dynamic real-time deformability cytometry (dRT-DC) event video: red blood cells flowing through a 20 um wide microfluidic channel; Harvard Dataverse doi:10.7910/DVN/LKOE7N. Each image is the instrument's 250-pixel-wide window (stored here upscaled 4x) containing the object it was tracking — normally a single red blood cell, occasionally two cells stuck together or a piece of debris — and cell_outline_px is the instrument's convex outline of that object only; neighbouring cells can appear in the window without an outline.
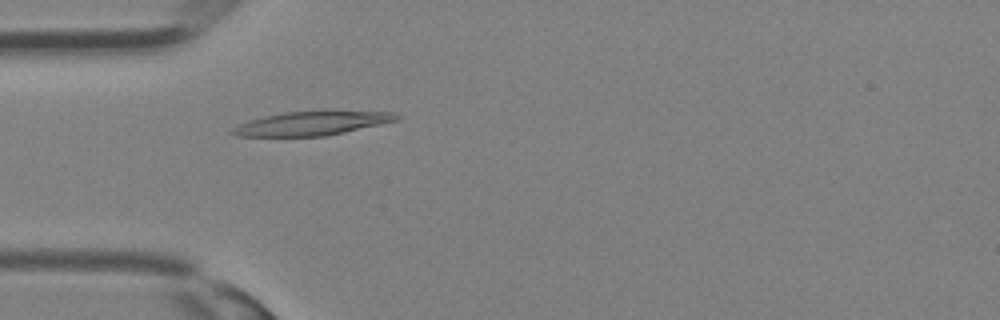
{"species": "Egyptian fruit bat (a non-hibernating species)", "species_latin": "Rousettus aegyptiacus", "temperature_condition": "room temperature", "stored_images_in_passage": 25, "camera_frame_rate_fps": 3000, "um_per_image_px": 0.085, "animal": {"sex": "female"}, "frame": {"image": 1, "passage_image": 2, "time_ms": 0.333, "image_size_px": [1000, 320], "cell_outline_px": [[400, 120], [344, 132], [324, 136], [236, 136], [228, 132], [232, 128], [248, 120], [264, 116], [284, 112], [392, 112], [400, 116]], "centroid_in_image_um": [26.45, 10.5], "position_along_channel_um": 58.5, "area_um2": 22.37}}
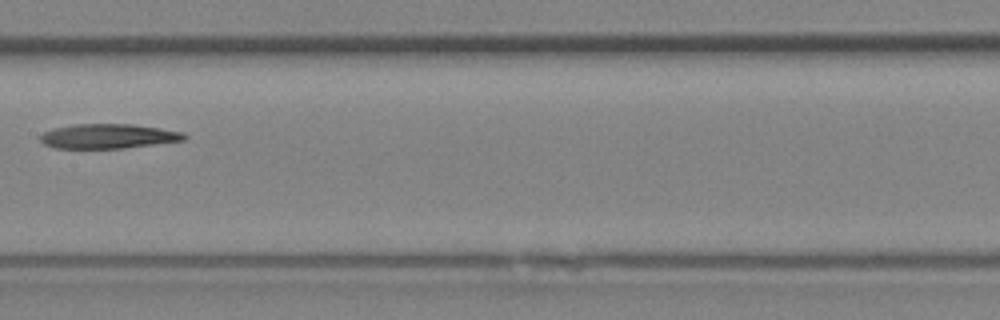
{"frame": {"image": 2, "passage_image": 9, "time_ms": 2.667, "image_size_px": [1000, 320], "cell_outline_px": [[188, 136], [184, 140], [124, 148], [52, 148], [44, 144], [40, 140], [40, 136], [44, 132], [56, 128], [76, 124], [132, 124], [160, 128], [184, 132]], "centroid_in_image_um": [9.21, 11.58], "position_along_channel_um": 198.2, "area_um2": 20.52}}
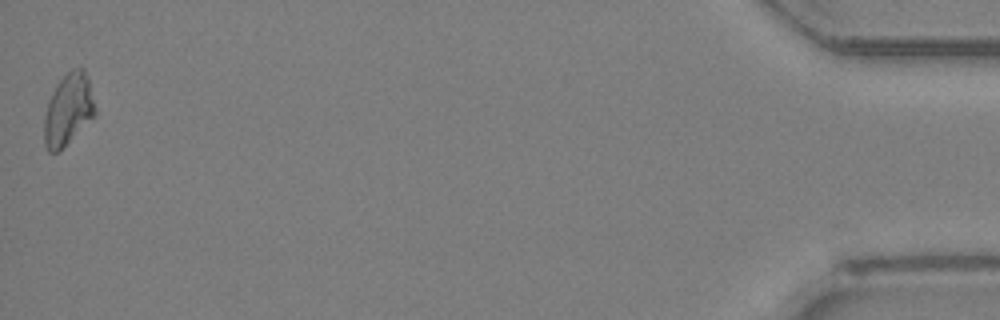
{"frame": {"image": 3, "passage_image": 25, "time_ms": 8.0, "image_size_px": [1000, 320], "cell_outline_px": [[96, 116], [60, 152], [48, 152], [44, 144], [44, 116], [48, 100], [56, 84], [72, 68], [80, 64], [84, 68], [88, 80], [96, 108]], "centroid_in_image_um": [5.81, 9.33], "position_along_channel_um": 429.4, "area_um2": 21.79}}